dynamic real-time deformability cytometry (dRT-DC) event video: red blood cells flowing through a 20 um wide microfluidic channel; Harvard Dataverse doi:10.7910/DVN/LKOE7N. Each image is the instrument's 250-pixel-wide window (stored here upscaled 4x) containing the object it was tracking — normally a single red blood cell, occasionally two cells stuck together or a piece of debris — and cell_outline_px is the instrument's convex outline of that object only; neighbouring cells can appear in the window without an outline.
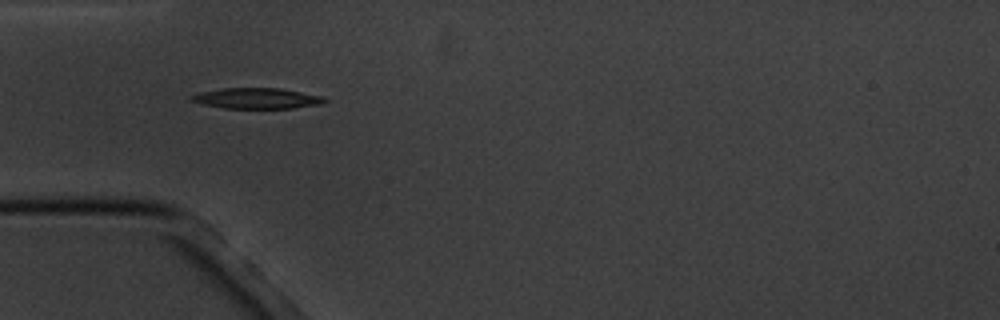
{"species": "common noctule bat (a hibernating species)", "species_latin": "Nyctalus noctula", "temperature_condition": "cold", "stored_images_in_passage": 2, "camera_frame_rate_fps": 3000, "um_per_image_px": 0.085, "animal": {"sex": "male", "body_mass_g": 20.1, "forearm_length_mm": 53.5}, "frame": {"image": 1, "passage_image": 1, "time_ms": 0.0, "image_size_px": [1000, 320], "cell_outline_px": [[328, 100], [324, 104], [292, 108], [224, 108], [204, 104], [188, 100], [188, 96], [200, 92], [224, 88], [280, 88], [324, 96]], "centroid_in_image_um": [21.86, 8.36], "position_along_channel_um": 63.1, "area_um2": 16.18}}
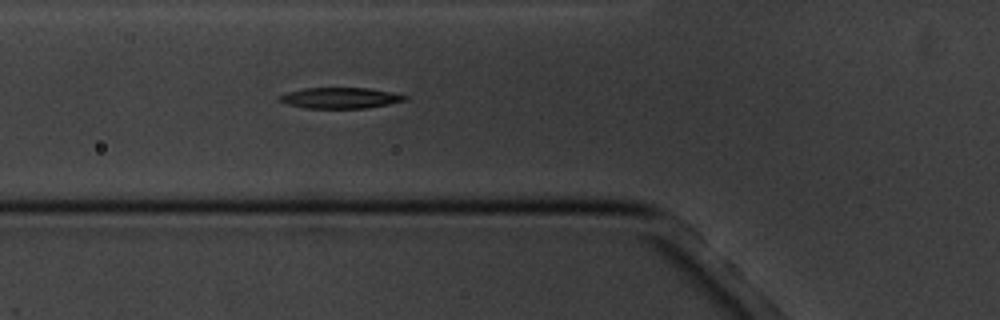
{"frame": {"image": 2, "passage_image": 2, "time_ms": 1.0, "image_size_px": [1000, 320], "cell_outline_px": [[408, 100], [388, 104], [364, 108], [304, 108], [288, 104], [276, 100], [280, 96], [288, 92], [304, 88], [368, 88], [396, 92], [408, 96]], "centroid_in_image_um": [28.96, 8.32], "position_along_channel_um": 96.8, "area_um2": 15.32}}